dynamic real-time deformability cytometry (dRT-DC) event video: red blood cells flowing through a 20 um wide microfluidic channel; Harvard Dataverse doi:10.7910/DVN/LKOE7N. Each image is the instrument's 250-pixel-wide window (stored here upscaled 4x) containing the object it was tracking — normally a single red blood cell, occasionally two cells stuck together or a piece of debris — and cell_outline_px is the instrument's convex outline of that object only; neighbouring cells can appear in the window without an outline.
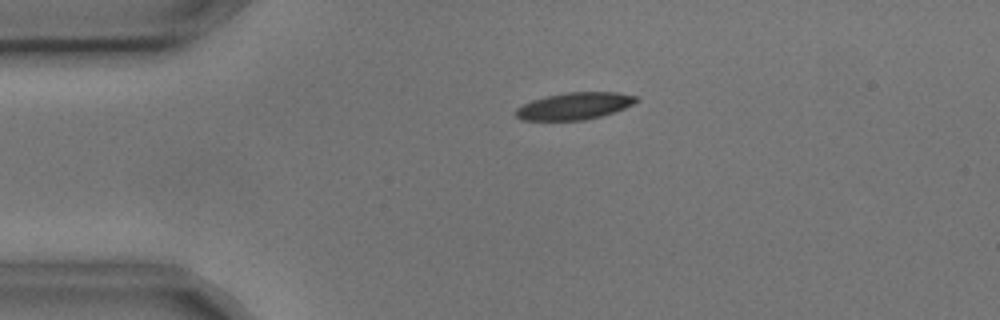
{"species": "common noctule bat (a hibernating species)", "species_latin": "Nyctalus noctula", "temperature_condition": "cold", "stored_images_in_passage": 4, "camera_frame_rate_fps": 3000, "um_per_image_px": 0.085, "animal": {"sex": "male", "body_mass_g": 17.9, "forearm_length_mm": 54.2}, "frame": {"image": 1, "passage_image": 3, "time_ms": 0.667, "image_size_px": [1000, 320], "cell_outline_px": [[640, 100], [624, 108], [600, 116], [584, 120], [524, 120], [516, 116], [516, 108], [532, 100], [548, 96], [568, 92], [620, 92], [640, 96]], "centroid_in_image_um": [48.89, 9.0], "position_along_channel_um": 36.1, "area_um2": 18.84}}